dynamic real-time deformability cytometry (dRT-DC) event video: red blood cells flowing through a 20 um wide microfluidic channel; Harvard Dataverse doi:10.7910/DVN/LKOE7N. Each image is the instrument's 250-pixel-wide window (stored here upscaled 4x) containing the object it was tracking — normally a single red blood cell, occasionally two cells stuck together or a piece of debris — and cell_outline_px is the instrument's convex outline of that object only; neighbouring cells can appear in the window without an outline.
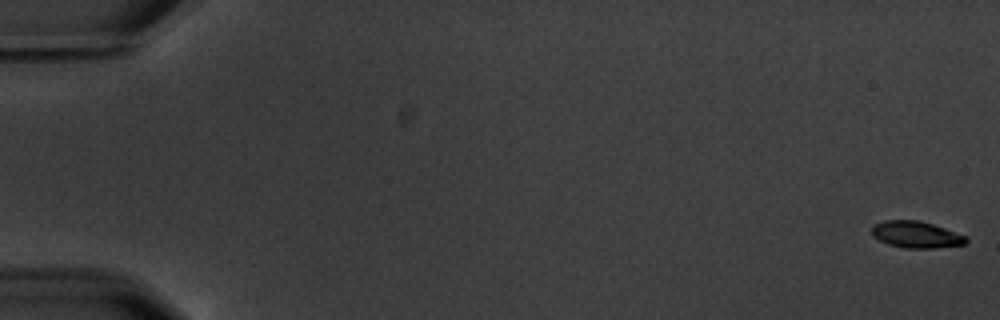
{"species": "common noctule bat (a hibernating species)", "species_latin": "Nyctalus noctula", "temperature_condition": "warm", "stored_images_in_passage": 6, "camera_frame_rate_fps": 3000, "um_per_image_px": 0.085, "animal": {"sex": "male", "body_mass_g": 20.1, "forearm_length_mm": 53.5}, "frame": {"image": 1, "passage_image": 1, "time_ms": 0.0, "image_size_px": [1000, 320], "cell_outline_px": [[968, 240], [964, 244], [936, 248], [904, 248], [888, 244], [872, 236], [872, 228], [876, 224], [884, 220], [916, 220], [932, 224], [968, 236]], "centroid_in_image_um": [77.89, 19.94], "position_along_channel_um": 7.1, "area_um2": 14.57}}